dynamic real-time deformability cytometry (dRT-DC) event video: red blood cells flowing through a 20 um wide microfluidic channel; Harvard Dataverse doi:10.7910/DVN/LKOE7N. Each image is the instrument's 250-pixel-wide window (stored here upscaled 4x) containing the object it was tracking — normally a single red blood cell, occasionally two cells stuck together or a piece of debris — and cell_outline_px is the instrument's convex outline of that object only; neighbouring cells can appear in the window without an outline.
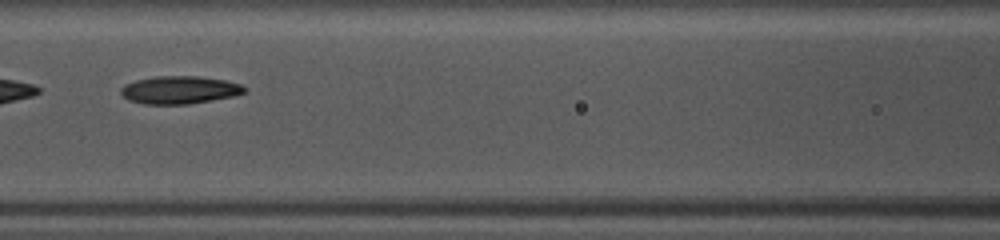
{"species": "common noctule bat (a hibernating species)", "species_latin": "Nyctalus noctula", "temperature_condition": "warm", "stored_images_in_passage": 41, "camera_frame_rate_fps": 3000, "um_per_image_px": 0.085, "animal": {"sex": "female", "body_mass_g": 10.0, "forearm_length_mm": 53.1}, "frame": {"image": 1, "passage_image": 16, "time_ms": 5.0, "image_size_px": [1000, 240], "cell_outline_px": [[248, 88], [244, 92], [236, 96], [188, 104], [144, 104], [128, 100], [120, 92], [120, 88], [124, 84], [136, 80], [156, 76], [196, 76], [224, 80], [240, 84]], "centroid_in_image_um": [15.26, 7.64], "position_along_channel_um": 151.3, "area_um2": 20.06}}
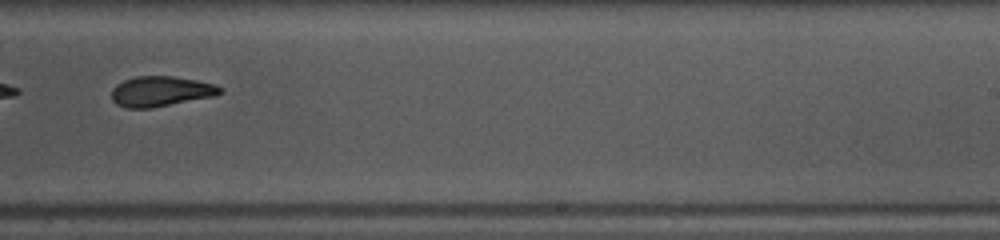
{"frame": {"image": 2, "passage_image": 25, "time_ms": 8.0, "image_size_px": [1000, 240], "cell_outline_px": [[224, 92], [216, 96], [152, 108], [124, 108], [116, 104], [112, 100], [112, 88], [116, 84], [124, 80], [136, 76], [172, 76], [196, 80], [216, 84], [224, 88]], "centroid_in_image_um": [13.7, 7.77], "position_along_channel_um": 275.3, "area_um2": 19.42}}
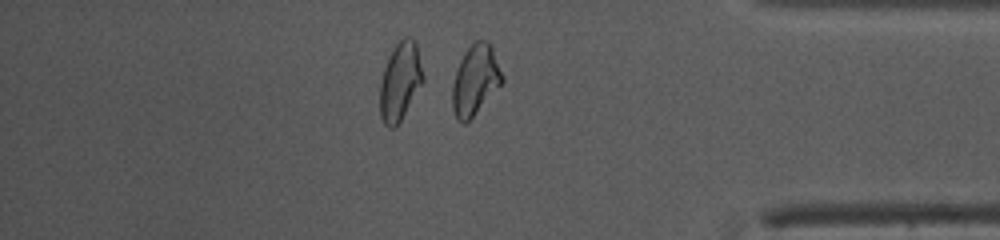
{"frame": {"image": 3, "passage_image": 35, "time_ms": 11.333, "image_size_px": [1000, 240], "cell_outline_px": [[504, 80], [472, 116], [464, 124], [456, 116], [452, 108], [452, 84], [460, 60], [464, 52], [476, 40], [488, 40], [492, 44], [504, 76]], "centroid_in_image_um": [40.41, 6.73], "position_along_channel_um": 394.8, "area_um2": 20.11}, "authors_computed_cell_mechanics": {"area_um2": 20.3456, "velocity_mm_per_s": 4.1461, "shape_relaxation_time_tau1_ms": 3.487, "shape_relaxation_time_tau2_ms": 3.8604, "deformation_change_tau1": 0.165, "deformation_change_tau2": 0.1203}}